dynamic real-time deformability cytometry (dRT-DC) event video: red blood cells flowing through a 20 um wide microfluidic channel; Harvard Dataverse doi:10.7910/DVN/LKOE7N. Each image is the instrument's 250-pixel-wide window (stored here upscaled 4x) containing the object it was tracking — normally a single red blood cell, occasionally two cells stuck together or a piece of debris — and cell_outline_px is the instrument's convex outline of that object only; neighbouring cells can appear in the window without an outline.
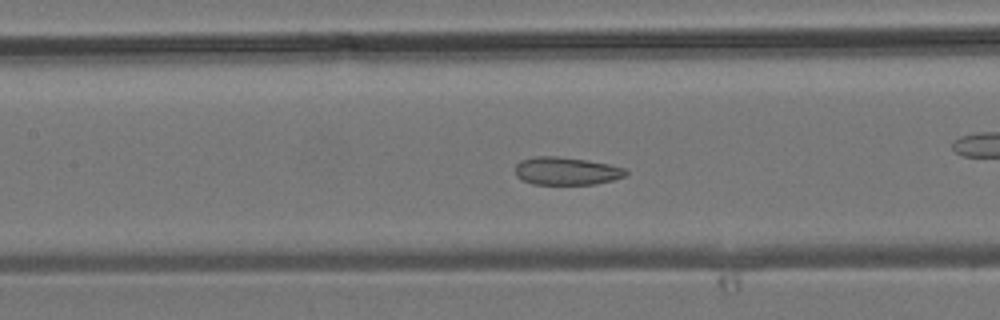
{"species": "common noctule bat (a hibernating species)", "species_latin": "Nyctalus noctula", "temperature_condition": "room temperature", "stored_images_in_passage": 47, "camera_frame_rate_fps": 3000, "um_per_image_px": 0.085, "animal": {"sex": "male", "body_mass_g": 19.2, "forearm_length_mm": 51.8}, "frame": {"image": 1, "passage_image": 21, "time_ms": 6.667, "image_size_px": [1000, 320], "cell_outline_px": [[628, 172], [624, 176], [612, 180], [596, 184], [532, 184], [516, 176], [516, 164], [520, 160], [532, 156], [560, 156], [588, 160], [608, 164], [624, 168]], "centroid_in_image_um": [48.12, 14.52], "position_along_channel_um": 159.3, "area_um2": 17.98}}